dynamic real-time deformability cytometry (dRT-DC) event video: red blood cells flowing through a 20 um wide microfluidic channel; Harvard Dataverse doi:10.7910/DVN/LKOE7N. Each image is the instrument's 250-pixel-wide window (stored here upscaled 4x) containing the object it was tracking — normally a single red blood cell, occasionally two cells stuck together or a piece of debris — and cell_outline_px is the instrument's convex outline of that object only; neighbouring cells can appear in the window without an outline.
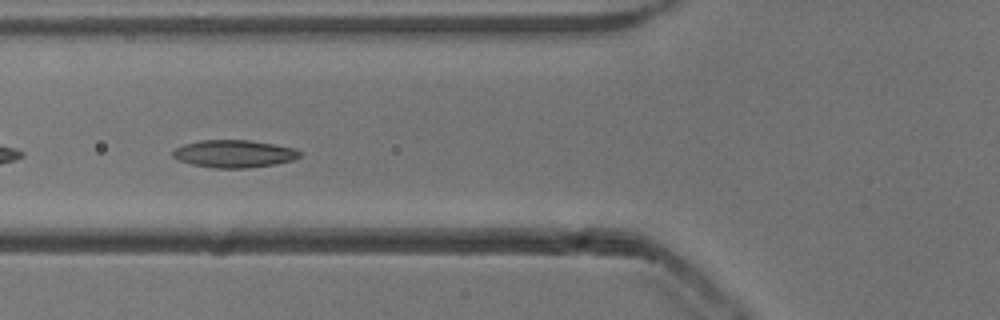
{"species": "common noctule bat (a hibernating species)", "species_latin": "Nyctalus noctula", "temperature_condition": "cold", "stored_images_in_passage": 43, "camera_frame_rate_fps": 3000, "um_per_image_px": 0.085, "animal": {"sex": "male", "body_mass_g": 13.3}, "frame": {"image": 1, "passage_image": 21, "time_ms": 6.667, "image_size_px": [1000, 320], "cell_outline_px": [[300, 156], [292, 160], [276, 164], [248, 168], [212, 168], [192, 164], [180, 160], [172, 156], [172, 152], [176, 148], [184, 144], [200, 140], [248, 140], [296, 148], [300, 152]], "centroid_in_image_um": [19.89, 13.07], "position_along_channel_um": 105.9, "area_um2": 20.29}}
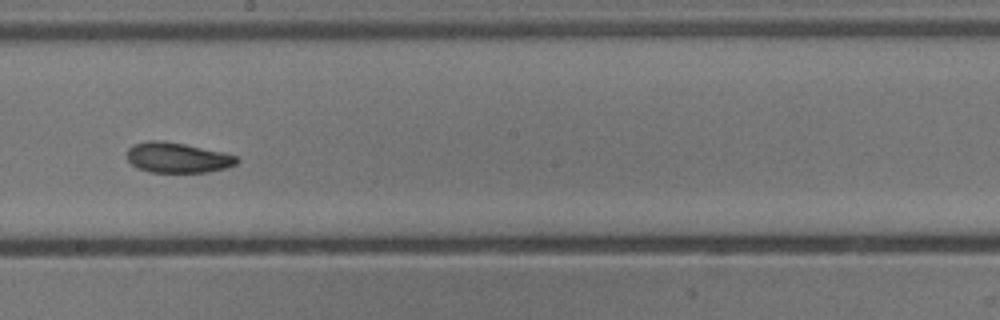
{"frame": {"image": 2, "passage_image": 31, "time_ms": 10.0, "image_size_px": [1000, 320], "cell_outline_px": [[240, 160], [236, 164], [228, 168], [208, 172], [148, 172], [132, 164], [128, 160], [128, 148], [132, 144], [152, 140], [164, 140], [224, 152], [236, 156]], "centroid_in_image_um": [15.12, 13.4], "position_along_channel_um": 233.1, "area_um2": 19.42}}
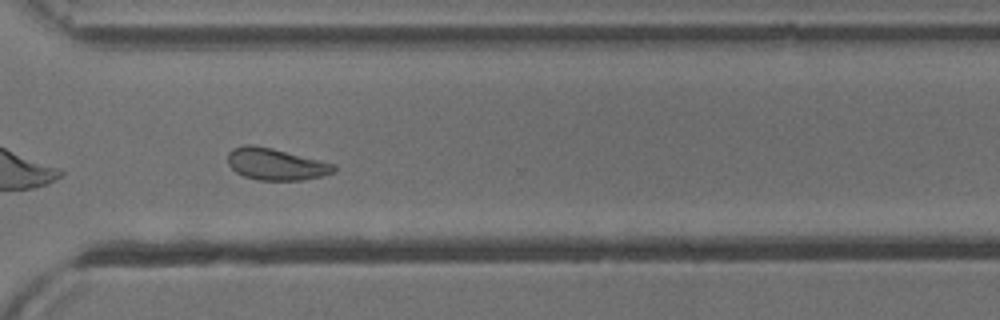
{"frame": {"image": 3, "passage_image": 40, "time_ms": 13.0, "image_size_px": [1000, 320], "cell_outline_px": [[336, 172], [304, 180], [256, 180], [244, 176], [236, 172], [228, 164], [228, 152], [232, 148], [244, 144], [252, 144], [272, 148], [336, 164]], "centroid_in_image_um": [23.44, 13.95], "position_along_channel_um": 347.2, "area_um2": 19.77}, "authors_computed_cell_mechanics": {"area_um2": 20.3456, "velocity_mm_per_s": 3.8112, "shape_relaxation_time_tau1_ms": 3.7079, "shape_relaxation_time_tau2_ms": 2.7662, "deformation_change_tau1": 0.1021, "deformation_change_tau2": 0.0807}}